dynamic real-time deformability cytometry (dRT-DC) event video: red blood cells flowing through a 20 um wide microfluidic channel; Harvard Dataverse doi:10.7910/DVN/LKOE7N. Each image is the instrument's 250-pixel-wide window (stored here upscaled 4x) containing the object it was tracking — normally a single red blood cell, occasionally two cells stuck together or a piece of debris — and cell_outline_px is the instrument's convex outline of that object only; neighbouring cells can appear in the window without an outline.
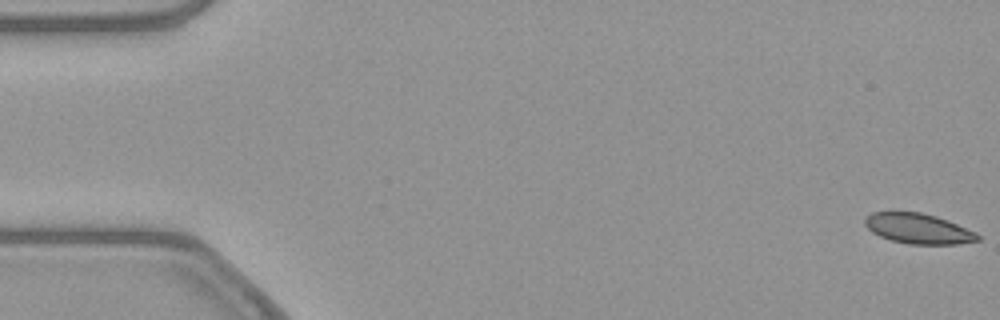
{"species": "common noctule bat (a hibernating species)", "species_latin": "Nyctalus noctula", "temperature_condition": "warm", "stored_images_in_passage": 54, "camera_frame_rate_fps": 3000, "um_per_image_px": 0.085, "animal": {"sex": "female", "body_mass_g": 21.9}, "frame": {"image": 1, "passage_image": 1, "time_ms": 0.0, "image_size_px": [1000, 320], "cell_outline_px": [[980, 240], [956, 244], [908, 244], [892, 240], [880, 236], [872, 232], [864, 224], [864, 216], [872, 212], [920, 212], [936, 216], [948, 220], [976, 232], [980, 236]], "centroid_in_image_um": [78.04, 19.42], "position_along_channel_um": 7.0, "area_um2": 19.88}}
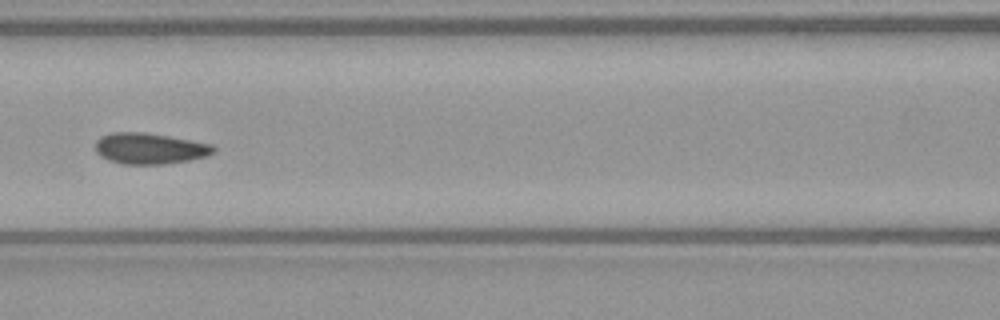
{"frame": {"image": 2, "passage_image": 24, "time_ms": 7.667, "image_size_px": [1000, 320], "cell_outline_px": [[216, 152], [208, 156], [188, 160], [164, 164], [124, 164], [108, 160], [100, 156], [96, 152], [96, 140], [100, 136], [112, 132], [144, 132], [168, 136], [212, 144], [216, 148]], "centroid_in_image_um": [12.73, 12.62], "position_along_channel_um": 153.9, "area_um2": 21.44}}
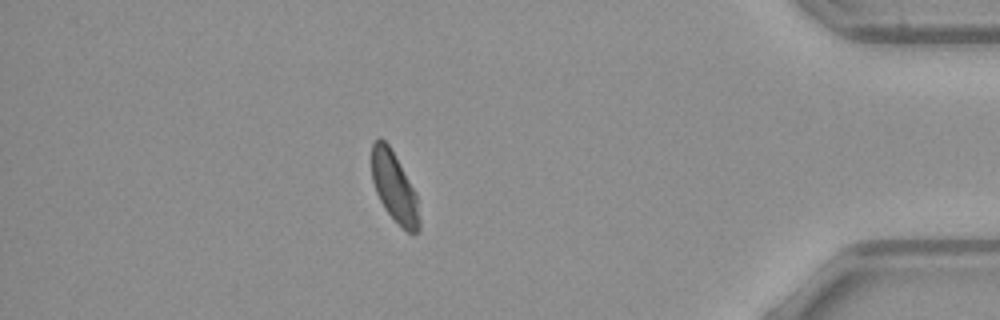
{"frame": {"image": 3, "passage_image": 47, "time_ms": 15.333, "image_size_px": [1000, 320], "cell_outline_px": [[420, 232], [408, 232], [384, 208], [376, 192], [372, 180], [372, 144], [380, 136], [388, 144], [416, 192], [420, 220]], "centroid_in_image_um": [33.52, 15.9], "position_along_channel_um": 401.7, "area_um2": 19.07}, "authors_computed_cell_mechanics": {"area_um2": 20.808, "velocity_mm_per_s": 3.8398, "shape_relaxation_time_tau1_ms": 4.5351, "shape_relaxation_time_tau2_ms": 1.1344, "deformation_change_tau1": 0.0926, "deformation_change_tau2": 0.052}}